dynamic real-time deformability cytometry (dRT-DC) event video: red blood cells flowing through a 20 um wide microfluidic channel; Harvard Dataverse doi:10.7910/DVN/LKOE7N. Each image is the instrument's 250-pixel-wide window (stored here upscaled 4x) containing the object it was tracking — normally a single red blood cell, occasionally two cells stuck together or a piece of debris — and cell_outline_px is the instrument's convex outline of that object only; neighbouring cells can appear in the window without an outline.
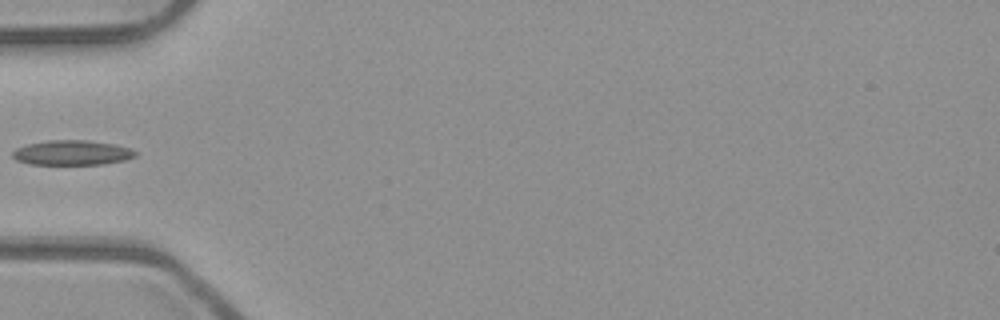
{"species": "common noctule bat (a hibernating species)", "species_latin": "Nyctalus noctula", "temperature_condition": "room temperature", "stored_images_in_passage": 6, "camera_frame_rate_fps": 3000, "um_per_image_px": 0.085, "animal": {"sex": "male", "body_mass_g": 23.1, "forearm_length_mm": 52.7}, "frame": {"image": 1, "passage_image": 4, "time_ms": 1.0, "image_size_px": [1000, 320], "cell_outline_px": [[136, 156], [124, 160], [104, 164], [28, 164], [16, 160], [12, 156], [12, 152], [16, 148], [28, 144], [48, 140], [88, 140], [112, 144], [128, 148], [136, 152]], "centroid_in_image_um": [6.08, 12.98], "position_along_channel_um": 78.9, "area_um2": 17.63}}
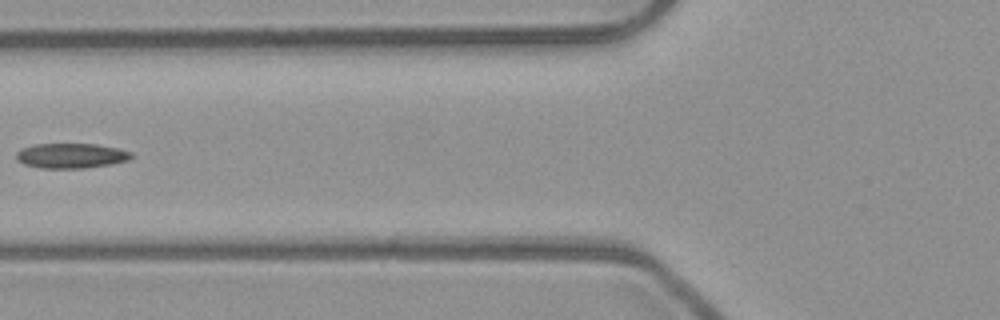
{"frame": {"image": 2, "passage_image": 5, "time_ms": 1.333, "image_size_px": [1000, 320], "cell_outline_px": [[132, 156], [128, 160], [112, 164], [84, 168], [40, 168], [24, 164], [16, 160], [16, 152], [24, 148], [36, 144], [96, 144], [120, 148], [132, 152]], "centroid_in_image_um": [6.06, 13.24], "position_along_channel_um": 119.7, "area_um2": 16.76}}
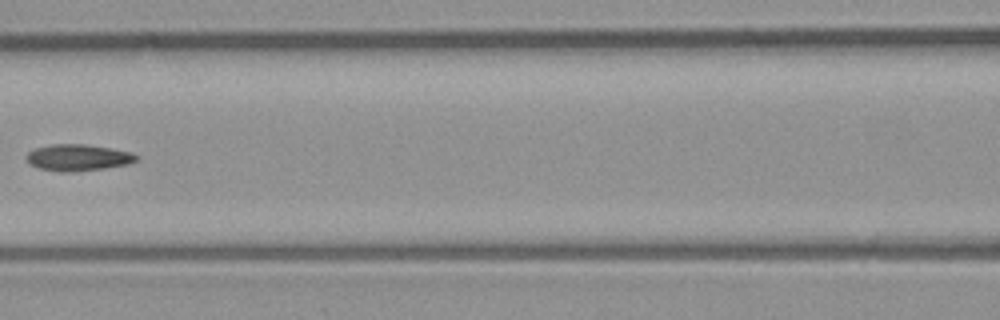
{"frame": {"image": 3, "passage_image": 6, "time_ms": 1.667, "image_size_px": [1000, 320], "cell_outline_px": [[140, 156], [136, 160], [128, 164], [104, 168], [72, 172], [60, 172], [40, 168], [32, 164], [24, 156], [32, 148], [52, 144], [84, 144], [112, 148], [132, 152]], "centroid_in_image_um": [6.63, 13.38], "position_along_channel_um": 160.0, "area_um2": 17.05}}